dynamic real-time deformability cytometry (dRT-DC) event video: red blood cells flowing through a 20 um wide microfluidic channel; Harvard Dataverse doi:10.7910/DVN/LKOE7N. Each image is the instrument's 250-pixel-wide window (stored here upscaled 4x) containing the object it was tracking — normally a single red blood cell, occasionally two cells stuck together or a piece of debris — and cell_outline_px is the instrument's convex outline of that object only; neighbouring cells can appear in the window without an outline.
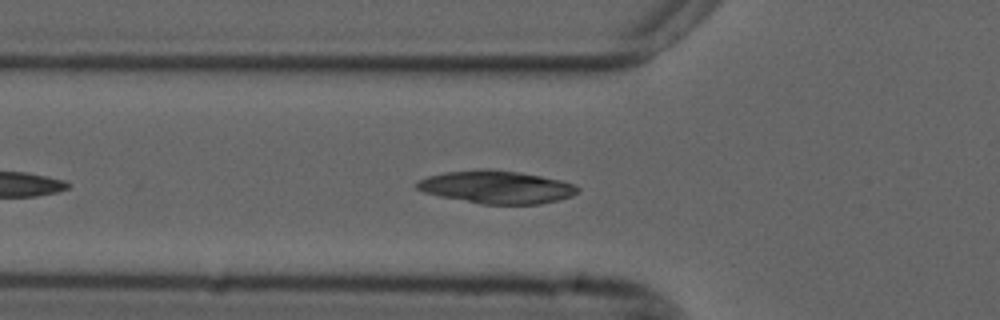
{"species": "common noctule bat (a hibernating species)", "species_latin": "Nyctalus noctula", "temperature_condition": "cold", "stored_images_in_passage": 42, "camera_frame_rate_fps": 3000, "um_per_image_px": 0.085, "animal": {"sex": "male", "forearm_length_mm": 52.5}, "frame": {"image": 1, "passage_image": 8, "time_ms": 2.333, "image_size_px": [1000, 320], "cell_outline_px": [[580, 192], [572, 196], [560, 200], [540, 204], [480, 204], [440, 196], [424, 192], [416, 188], [416, 184], [420, 180], [428, 176], [444, 172], [484, 168], [488, 168], [516, 172], [540, 176], [560, 180], [576, 184], [580, 188]], "centroid_in_image_um": [42.25, 15.9], "position_along_channel_um": 83.6, "area_um2": 30.87}}
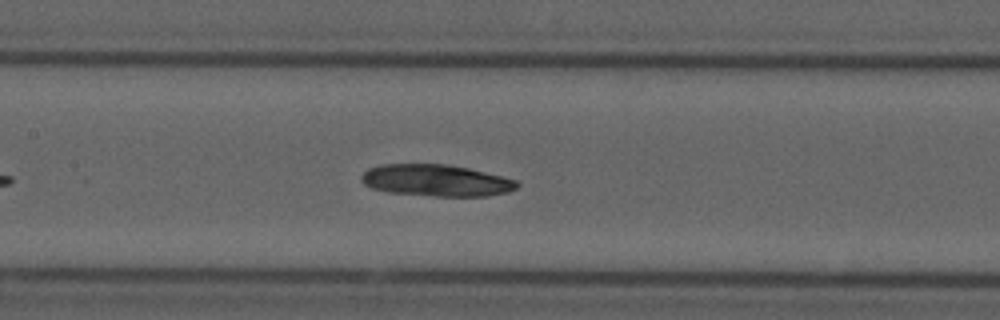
{"frame": {"image": 2, "passage_image": 15, "time_ms": 4.667, "image_size_px": [1000, 320], "cell_outline_px": [[520, 184], [516, 188], [508, 192], [488, 196], [436, 196], [388, 192], [372, 188], [364, 184], [360, 180], [360, 176], [368, 168], [380, 164], [444, 164], [468, 168], [504, 176], [516, 180]], "centroid_in_image_um": [37.07, 15.33], "position_along_channel_um": 170.3, "area_um2": 28.9}}
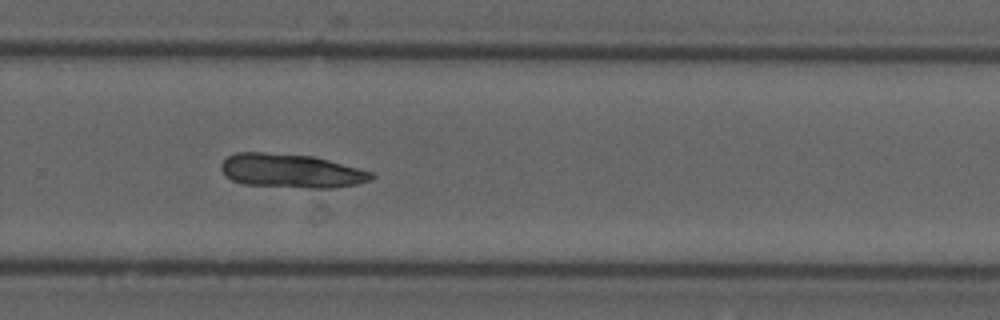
{"frame": {"image": 3, "passage_image": 26, "time_ms": 8.333, "image_size_px": [1000, 320], "cell_outline_px": [[376, 176], [372, 180], [356, 184], [336, 188], [308, 188], [244, 184], [232, 180], [224, 176], [220, 168], [220, 164], [228, 156], [236, 152], [264, 152], [312, 156], [328, 160], [372, 172]], "centroid_in_image_um": [24.73, 14.53], "position_along_channel_um": 305.1, "area_um2": 29.77}}